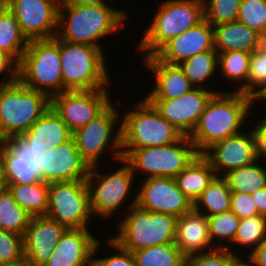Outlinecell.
<instances>
[{"instance_id":"30bf717a","label":"cell","mask_w":266,"mask_h":266,"mask_svg":"<svg viewBox=\"0 0 266 266\" xmlns=\"http://www.w3.org/2000/svg\"><path fill=\"white\" fill-rule=\"evenodd\" d=\"M112 102L101 114L87 125L77 129L72 137L77 151L90 167L101 165L100 158L107 151L118 163L122 156L121 114Z\"/></svg>"},{"instance_id":"db71d44e","label":"cell","mask_w":266,"mask_h":266,"mask_svg":"<svg viewBox=\"0 0 266 266\" xmlns=\"http://www.w3.org/2000/svg\"><path fill=\"white\" fill-rule=\"evenodd\" d=\"M7 0H0V3H5Z\"/></svg>"},{"instance_id":"7dc6e473","label":"cell","mask_w":266,"mask_h":266,"mask_svg":"<svg viewBox=\"0 0 266 266\" xmlns=\"http://www.w3.org/2000/svg\"><path fill=\"white\" fill-rule=\"evenodd\" d=\"M245 258L246 266H266V239Z\"/></svg>"},{"instance_id":"277c9868","label":"cell","mask_w":266,"mask_h":266,"mask_svg":"<svg viewBox=\"0 0 266 266\" xmlns=\"http://www.w3.org/2000/svg\"><path fill=\"white\" fill-rule=\"evenodd\" d=\"M135 47L141 57L154 55L170 39L196 26L204 19L203 0H163Z\"/></svg>"},{"instance_id":"484cf974","label":"cell","mask_w":266,"mask_h":266,"mask_svg":"<svg viewBox=\"0 0 266 266\" xmlns=\"http://www.w3.org/2000/svg\"><path fill=\"white\" fill-rule=\"evenodd\" d=\"M215 177L216 174L210 162L202 154H199L174 179L179 190L194 204Z\"/></svg>"},{"instance_id":"8d00e7d4","label":"cell","mask_w":266,"mask_h":266,"mask_svg":"<svg viewBox=\"0 0 266 266\" xmlns=\"http://www.w3.org/2000/svg\"><path fill=\"white\" fill-rule=\"evenodd\" d=\"M207 220L210 240L213 246L219 249H228L236 236L240 218L229 210L209 216Z\"/></svg>"},{"instance_id":"7a4b0ae2","label":"cell","mask_w":266,"mask_h":266,"mask_svg":"<svg viewBox=\"0 0 266 266\" xmlns=\"http://www.w3.org/2000/svg\"><path fill=\"white\" fill-rule=\"evenodd\" d=\"M254 103L257 104L253 98L237 91L214 94L189 136L198 153L203 154L214 143L243 132Z\"/></svg>"},{"instance_id":"603a6c76","label":"cell","mask_w":266,"mask_h":266,"mask_svg":"<svg viewBox=\"0 0 266 266\" xmlns=\"http://www.w3.org/2000/svg\"><path fill=\"white\" fill-rule=\"evenodd\" d=\"M140 59L143 69L153 74L154 86L145 94L146 99H175L194 88L179 65L167 64L155 55Z\"/></svg>"},{"instance_id":"e0dca14e","label":"cell","mask_w":266,"mask_h":266,"mask_svg":"<svg viewBox=\"0 0 266 266\" xmlns=\"http://www.w3.org/2000/svg\"><path fill=\"white\" fill-rule=\"evenodd\" d=\"M137 189V202L140 207L150 211L180 217L190 212L194 204L182 193L174 178L140 177Z\"/></svg>"},{"instance_id":"ffe728a7","label":"cell","mask_w":266,"mask_h":266,"mask_svg":"<svg viewBox=\"0 0 266 266\" xmlns=\"http://www.w3.org/2000/svg\"><path fill=\"white\" fill-rule=\"evenodd\" d=\"M208 50H215L214 27L204 18L196 26L170 39L154 55L167 64L179 65Z\"/></svg>"},{"instance_id":"ee69618b","label":"cell","mask_w":266,"mask_h":266,"mask_svg":"<svg viewBox=\"0 0 266 266\" xmlns=\"http://www.w3.org/2000/svg\"><path fill=\"white\" fill-rule=\"evenodd\" d=\"M230 205L231 211L240 219L260 215L251 194L232 192Z\"/></svg>"},{"instance_id":"f5cc1de1","label":"cell","mask_w":266,"mask_h":266,"mask_svg":"<svg viewBox=\"0 0 266 266\" xmlns=\"http://www.w3.org/2000/svg\"><path fill=\"white\" fill-rule=\"evenodd\" d=\"M6 266H32L30 265L25 259H23L21 262L16 263V264H10Z\"/></svg>"},{"instance_id":"7402d4cb","label":"cell","mask_w":266,"mask_h":266,"mask_svg":"<svg viewBox=\"0 0 266 266\" xmlns=\"http://www.w3.org/2000/svg\"><path fill=\"white\" fill-rule=\"evenodd\" d=\"M90 229H67L44 266H92L99 237Z\"/></svg>"},{"instance_id":"f1b7e54d","label":"cell","mask_w":266,"mask_h":266,"mask_svg":"<svg viewBox=\"0 0 266 266\" xmlns=\"http://www.w3.org/2000/svg\"><path fill=\"white\" fill-rule=\"evenodd\" d=\"M17 204L31 216H46L48 210L49 183L40 181L30 185H5Z\"/></svg>"},{"instance_id":"d590c367","label":"cell","mask_w":266,"mask_h":266,"mask_svg":"<svg viewBox=\"0 0 266 266\" xmlns=\"http://www.w3.org/2000/svg\"><path fill=\"white\" fill-rule=\"evenodd\" d=\"M266 239V216L257 215L240 219L234 241L228 247L233 253L245 247L249 253L257 248ZM234 245V246H233ZM240 246L239 249L235 246ZM234 248H237L234 250ZM250 248V249H249Z\"/></svg>"},{"instance_id":"d4e9b609","label":"cell","mask_w":266,"mask_h":266,"mask_svg":"<svg viewBox=\"0 0 266 266\" xmlns=\"http://www.w3.org/2000/svg\"><path fill=\"white\" fill-rule=\"evenodd\" d=\"M73 133L56 111L50 106L46 112L21 137L28 143V148L42 151L64 144Z\"/></svg>"},{"instance_id":"44dd1931","label":"cell","mask_w":266,"mask_h":266,"mask_svg":"<svg viewBox=\"0 0 266 266\" xmlns=\"http://www.w3.org/2000/svg\"><path fill=\"white\" fill-rule=\"evenodd\" d=\"M67 229L47 216H34L24 235L25 260L32 266H44Z\"/></svg>"},{"instance_id":"d6986e66","label":"cell","mask_w":266,"mask_h":266,"mask_svg":"<svg viewBox=\"0 0 266 266\" xmlns=\"http://www.w3.org/2000/svg\"><path fill=\"white\" fill-rule=\"evenodd\" d=\"M41 180L48 183L87 180L90 166L77 151L75 139L42 154Z\"/></svg>"},{"instance_id":"4fadbf2b","label":"cell","mask_w":266,"mask_h":266,"mask_svg":"<svg viewBox=\"0 0 266 266\" xmlns=\"http://www.w3.org/2000/svg\"><path fill=\"white\" fill-rule=\"evenodd\" d=\"M108 89L65 91L51 98V107L74 133L94 120L111 103Z\"/></svg>"},{"instance_id":"ba28073f","label":"cell","mask_w":266,"mask_h":266,"mask_svg":"<svg viewBox=\"0 0 266 266\" xmlns=\"http://www.w3.org/2000/svg\"><path fill=\"white\" fill-rule=\"evenodd\" d=\"M133 105L121 116L122 150L165 146L183 136L145 97Z\"/></svg>"},{"instance_id":"4dcf8cb0","label":"cell","mask_w":266,"mask_h":266,"mask_svg":"<svg viewBox=\"0 0 266 266\" xmlns=\"http://www.w3.org/2000/svg\"><path fill=\"white\" fill-rule=\"evenodd\" d=\"M231 195L227 181L223 177L216 176L195 201L194 209L206 217L229 211L231 210Z\"/></svg>"},{"instance_id":"b9f144b4","label":"cell","mask_w":266,"mask_h":266,"mask_svg":"<svg viewBox=\"0 0 266 266\" xmlns=\"http://www.w3.org/2000/svg\"><path fill=\"white\" fill-rule=\"evenodd\" d=\"M237 21L257 32L266 30V0H242Z\"/></svg>"},{"instance_id":"f907efd6","label":"cell","mask_w":266,"mask_h":266,"mask_svg":"<svg viewBox=\"0 0 266 266\" xmlns=\"http://www.w3.org/2000/svg\"><path fill=\"white\" fill-rule=\"evenodd\" d=\"M70 3L81 4V5H101L106 4V0H67ZM110 2V0H107Z\"/></svg>"},{"instance_id":"816d5d0a","label":"cell","mask_w":266,"mask_h":266,"mask_svg":"<svg viewBox=\"0 0 266 266\" xmlns=\"http://www.w3.org/2000/svg\"><path fill=\"white\" fill-rule=\"evenodd\" d=\"M6 188L5 183H4V179H3V164H2V160L0 157V190Z\"/></svg>"},{"instance_id":"9c48e42d","label":"cell","mask_w":266,"mask_h":266,"mask_svg":"<svg viewBox=\"0 0 266 266\" xmlns=\"http://www.w3.org/2000/svg\"><path fill=\"white\" fill-rule=\"evenodd\" d=\"M198 155L194 143L189 136L185 135L178 141L165 146L122 150L123 159L131 166L134 175L143 173L145 179L149 177L175 178Z\"/></svg>"},{"instance_id":"6da1fadb","label":"cell","mask_w":266,"mask_h":266,"mask_svg":"<svg viewBox=\"0 0 266 266\" xmlns=\"http://www.w3.org/2000/svg\"><path fill=\"white\" fill-rule=\"evenodd\" d=\"M108 3L101 5H81L61 0L59 7L57 37L71 43L99 47L103 38L116 35L125 27L128 12Z\"/></svg>"},{"instance_id":"8992f818","label":"cell","mask_w":266,"mask_h":266,"mask_svg":"<svg viewBox=\"0 0 266 266\" xmlns=\"http://www.w3.org/2000/svg\"><path fill=\"white\" fill-rule=\"evenodd\" d=\"M50 106L46 94L28 88L20 80L0 85V142L21 136Z\"/></svg>"},{"instance_id":"f35d334b","label":"cell","mask_w":266,"mask_h":266,"mask_svg":"<svg viewBox=\"0 0 266 266\" xmlns=\"http://www.w3.org/2000/svg\"><path fill=\"white\" fill-rule=\"evenodd\" d=\"M243 256L229 249L216 248L212 251L187 256L185 266H242Z\"/></svg>"},{"instance_id":"60d3db41","label":"cell","mask_w":266,"mask_h":266,"mask_svg":"<svg viewBox=\"0 0 266 266\" xmlns=\"http://www.w3.org/2000/svg\"><path fill=\"white\" fill-rule=\"evenodd\" d=\"M25 259L24 237L0 229V266L16 264Z\"/></svg>"},{"instance_id":"83f0119b","label":"cell","mask_w":266,"mask_h":266,"mask_svg":"<svg viewBox=\"0 0 266 266\" xmlns=\"http://www.w3.org/2000/svg\"><path fill=\"white\" fill-rule=\"evenodd\" d=\"M28 42L21 32L14 12L5 3H0V50L20 62Z\"/></svg>"},{"instance_id":"7c38bea8","label":"cell","mask_w":266,"mask_h":266,"mask_svg":"<svg viewBox=\"0 0 266 266\" xmlns=\"http://www.w3.org/2000/svg\"><path fill=\"white\" fill-rule=\"evenodd\" d=\"M46 216L66 229H87L93 218L87 180L49 183Z\"/></svg>"},{"instance_id":"7bdbcfd3","label":"cell","mask_w":266,"mask_h":266,"mask_svg":"<svg viewBox=\"0 0 266 266\" xmlns=\"http://www.w3.org/2000/svg\"><path fill=\"white\" fill-rule=\"evenodd\" d=\"M109 238V239H108ZM105 239L111 248H114L116 252H113L108 256L99 257L96 255L98 250H100L103 246L101 239L97 242L94 251H93V260L92 266H136L134 257L130 251L122 249L117 243H115L110 237ZM118 251V252H117ZM97 256V257H94Z\"/></svg>"},{"instance_id":"3957f363","label":"cell","mask_w":266,"mask_h":266,"mask_svg":"<svg viewBox=\"0 0 266 266\" xmlns=\"http://www.w3.org/2000/svg\"><path fill=\"white\" fill-rule=\"evenodd\" d=\"M134 195L126 208L123 207V219L115 227V236L111 239L122 249L133 252L154 245L175 243L177 216L150 212L140 207Z\"/></svg>"},{"instance_id":"d6a6232c","label":"cell","mask_w":266,"mask_h":266,"mask_svg":"<svg viewBox=\"0 0 266 266\" xmlns=\"http://www.w3.org/2000/svg\"><path fill=\"white\" fill-rule=\"evenodd\" d=\"M131 253L136 266H185L186 256L175 243L154 245Z\"/></svg>"},{"instance_id":"e575fe53","label":"cell","mask_w":266,"mask_h":266,"mask_svg":"<svg viewBox=\"0 0 266 266\" xmlns=\"http://www.w3.org/2000/svg\"><path fill=\"white\" fill-rule=\"evenodd\" d=\"M31 216L14 200L7 188L0 190V229L24 237L30 225Z\"/></svg>"},{"instance_id":"9a60e30c","label":"cell","mask_w":266,"mask_h":266,"mask_svg":"<svg viewBox=\"0 0 266 266\" xmlns=\"http://www.w3.org/2000/svg\"><path fill=\"white\" fill-rule=\"evenodd\" d=\"M61 0H7L28 41L57 35Z\"/></svg>"},{"instance_id":"f6af8a7d","label":"cell","mask_w":266,"mask_h":266,"mask_svg":"<svg viewBox=\"0 0 266 266\" xmlns=\"http://www.w3.org/2000/svg\"><path fill=\"white\" fill-rule=\"evenodd\" d=\"M0 80H1L0 85L9 84L19 80V62L12 55L1 50H0Z\"/></svg>"},{"instance_id":"ac0fdd59","label":"cell","mask_w":266,"mask_h":266,"mask_svg":"<svg viewBox=\"0 0 266 266\" xmlns=\"http://www.w3.org/2000/svg\"><path fill=\"white\" fill-rule=\"evenodd\" d=\"M214 143L202 155L210 162L216 176L223 177L231 170L257 161L251 128ZM246 131V132H245Z\"/></svg>"},{"instance_id":"bcb514c9","label":"cell","mask_w":266,"mask_h":266,"mask_svg":"<svg viewBox=\"0 0 266 266\" xmlns=\"http://www.w3.org/2000/svg\"><path fill=\"white\" fill-rule=\"evenodd\" d=\"M251 128L254 141H255V152L257 161H264L266 163V116L261 117L259 122ZM264 158V159H263Z\"/></svg>"},{"instance_id":"5b68a950","label":"cell","mask_w":266,"mask_h":266,"mask_svg":"<svg viewBox=\"0 0 266 266\" xmlns=\"http://www.w3.org/2000/svg\"><path fill=\"white\" fill-rule=\"evenodd\" d=\"M104 53L99 47L60 39L63 92L108 89L112 76Z\"/></svg>"},{"instance_id":"52a82bcc","label":"cell","mask_w":266,"mask_h":266,"mask_svg":"<svg viewBox=\"0 0 266 266\" xmlns=\"http://www.w3.org/2000/svg\"><path fill=\"white\" fill-rule=\"evenodd\" d=\"M19 80L50 99L63 92L60 39H34L19 62Z\"/></svg>"},{"instance_id":"f546056e","label":"cell","mask_w":266,"mask_h":266,"mask_svg":"<svg viewBox=\"0 0 266 266\" xmlns=\"http://www.w3.org/2000/svg\"><path fill=\"white\" fill-rule=\"evenodd\" d=\"M179 66L194 88L207 89L206 82H210V79L212 77L214 79V76L216 77L215 74L218 73V52L216 50H208L196 54L181 62Z\"/></svg>"},{"instance_id":"5bb4252c","label":"cell","mask_w":266,"mask_h":266,"mask_svg":"<svg viewBox=\"0 0 266 266\" xmlns=\"http://www.w3.org/2000/svg\"><path fill=\"white\" fill-rule=\"evenodd\" d=\"M5 185H30L41 181L42 151L28 148L21 137H9L0 142Z\"/></svg>"},{"instance_id":"ab89813d","label":"cell","mask_w":266,"mask_h":266,"mask_svg":"<svg viewBox=\"0 0 266 266\" xmlns=\"http://www.w3.org/2000/svg\"><path fill=\"white\" fill-rule=\"evenodd\" d=\"M204 18L212 25L237 21L242 0H203Z\"/></svg>"},{"instance_id":"8fae6325","label":"cell","mask_w":266,"mask_h":266,"mask_svg":"<svg viewBox=\"0 0 266 266\" xmlns=\"http://www.w3.org/2000/svg\"><path fill=\"white\" fill-rule=\"evenodd\" d=\"M118 162L119 169L116 168L111 173L108 171V174L99 173L100 169H97L99 165L90 168L87 186L90 210L95 218L101 217V220H112V217L116 215L115 213L122 210L121 207H123L124 202L130 200L131 192L136 190L133 185L137 179H135L131 166L123 158Z\"/></svg>"},{"instance_id":"c3c4849f","label":"cell","mask_w":266,"mask_h":266,"mask_svg":"<svg viewBox=\"0 0 266 266\" xmlns=\"http://www.w3.org/2000/svg\"><path fill=\"white\" fill-rule=\"evenodd\" d=\"M260 215L266 216V187L251 194Z\"/></svg>"},{"instance_id":"681fc988","label":"cell","mask_w":266,"mask_h":266,"mask_svg":"<svg viewBox=\"0 0 266 266\" xmlns=\"http://www.w3.org/2000/svg\"><path fill=\"white\" fill-rule=\"evenodd\" d=\"M266 52V30L258 31L253 42L251 53Z\"/></svg>"},{"instance_id":"cb8c5ba5","label":"cell","mask_w":266,"mask_h":266,"mask_svg":"<svg viewBox=\"0 0 266 266\" xmlns=\"http://www.w3.org/2000/svg\"><path fill=\"white\" fill-rule=\"evenodd\" d=\"M175 244L186 257L216 249L210 240L207 217L194 208L178 217Z\"/></svg>"},{"instance_id":"4316f807","label":"cell","mask_w":266,"mask_h":266,"mask_svg":"<svg viewBox=\"0 0 266 266\" xmlns=\"http://www.w3.org/2000/svg\"><path fill=\"white\" fill-rule=\"evenodd\" d=\"M214 27L215 50L219 52L245 51L251 53L257 31L239 22H226Z\"/></svg>"},{"instance_id":"2e32d148","label":"cell","mask_w":266,"mask_h":266,"mask_svg":"<svg viewBox=\"0 0 266 266\" xmlns=\"http://www.w3.org/2000/svg\"><path fill=\"white\" fill-rule=\"evenodd\" d=\"M227 90L193 88L175 99H147L183 135L190 136L212 96Z\"/></svg>"},{"instance_id":"1f68e13d","label":"cell","mask_w":266,"mask_h":266,"mask_svg":"<svg viewBox=\"0 0 266 266\" xmlns=\"http://www.w3.org/2000/svg\"><path fill=\"white\" fill-rule=\"evenodd\" d=\"M259 164V165H258ZM260 161L231 170L223 176L231 192L252 194L266 187V167Z\"/></svg>"},{"instance_id":"74e56055","label":"cell","mask_w":266,"mask_h":266,"mask_svg":"<svg viewBox=\"0 0 266 266\" xmlns=\"http://www.w3.org/2000/svg\"><path fill=\"white\" fill-rule=\"evenodd\" d=\"M238 92L256 102L266 97V52L251 53L247 81Z\"/></svg>"},{"instance_id":"836d02e7","label":"cell","mask_w":266,"mask_h":266,"mask_svg":"<svg viewBox=\"0 0 266 266\" xmlns=\"http://www.w3.org/2000/svg\"><path fill=\"white\" fill-rule=\"evenodd\" d=\"M251 53L245 51H228L218 53V70L221 74L222 79L228 80L226 82L237 84L234 86L235 90L239 91L242 86L246 84L247 77L249 74V63H250ZM224 77V78H223ZM241 83V84H240ZM243 83V84H242Z\"/></svg>"}]
</instances>
